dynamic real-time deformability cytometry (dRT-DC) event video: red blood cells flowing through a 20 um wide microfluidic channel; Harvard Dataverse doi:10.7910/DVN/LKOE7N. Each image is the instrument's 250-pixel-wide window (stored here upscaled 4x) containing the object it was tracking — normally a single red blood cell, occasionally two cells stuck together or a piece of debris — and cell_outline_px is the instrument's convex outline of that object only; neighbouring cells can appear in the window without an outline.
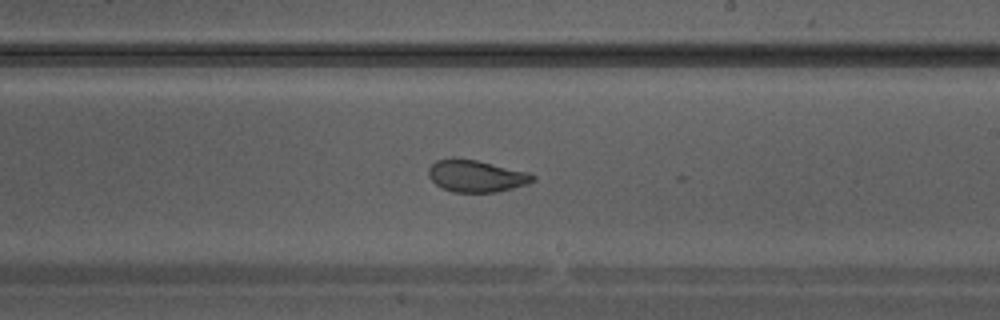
{"species": "Egyptian fruit bat (a non-hibernating species)", "species_latin": "Rousettus aegyptiacus", "temperature_condition": "warm", "stored_images_in_passage": 26, "camera_frame_rate_fps": 3000, "um_per_image_px": 0.085, "animal": {"sex": "male"}, "frame": {"image": 1, "passage_image": 12, "time_ms": 3.667, "image_size_px": [1000, 320], "cell_outline_px": [[536, 180], [528, 184], [496, 192], [452, 192], [436, 184], [428, 176], [428, 168], [436, 160], [452, 156], [476, 160], [528, 172], [536, 176]], "centroid_in_image_um": [40.46, 14.94], "position_along_channel_um": 248.5, "area_um2": 19.59}}